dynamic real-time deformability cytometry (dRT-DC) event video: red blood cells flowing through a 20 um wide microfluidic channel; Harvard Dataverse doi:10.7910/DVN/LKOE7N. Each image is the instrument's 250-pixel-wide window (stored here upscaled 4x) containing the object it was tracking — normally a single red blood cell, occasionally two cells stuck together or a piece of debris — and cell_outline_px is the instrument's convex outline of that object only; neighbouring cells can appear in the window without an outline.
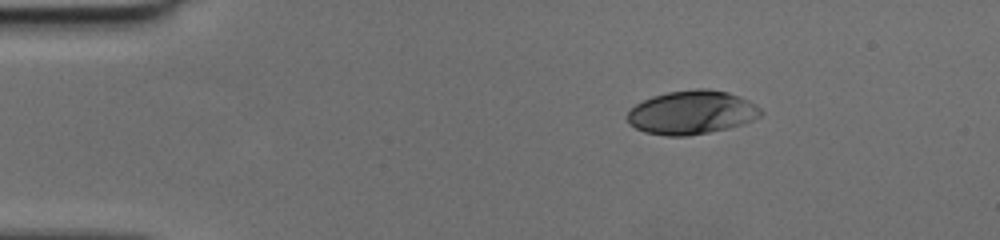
{"species": "human", "species_latin": "Homo sapiens", "temperature_condition": "cold", "stored_images_in_passage": 42, "camera_frame_rate_fps": 3000, "um_per_image_px": 0.085, "donor": {"sex": "female"}, "frame": {"image": 1, "passage_image": 1, "time_ms": 0.0, "image_size_px": [1000, 240], "cell_outline_px": [[764, 112], [760, 116], [744, 124], [728, 128], [688, 136], [664, 136], [644, 132], [628, 124], [628, 112], [636, 104], [652, 96], [668, 92], [696, 88], [704, 88], [728, 92], [748, 100], [756, 104]], "centroid_in_image_um": [58.8, 9.56], "position_along_channel_um": 26.2, "area_um2": 34.04}}
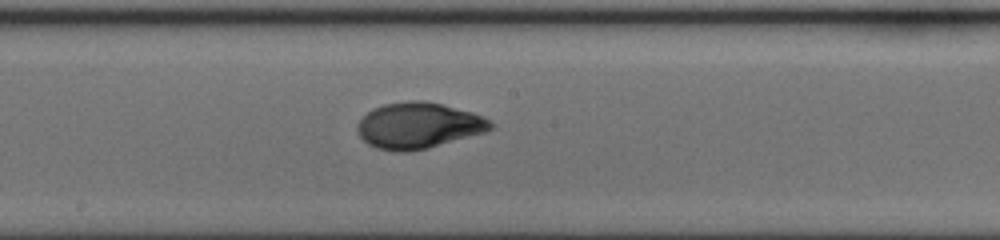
{"frame": {"image": 2, "passage_image": 20, "time_ms": 6.333, "image_size_px": [1000, 240], "cell_outline_px": [[496, 124], [492, 128], [484, 132], [428, 148], [404, 152], [396, 152], [376, 148], [368, 144], [360, 136], [356, 128], [360, 120], [372, 108], [384, 104], [408, 100], [424, 100], [472, 112], [484, 116]], "centroid_in_image_um": [35.57, 10.66], "position_along_channel_um": 212.6, "area_um2": 35.66}}
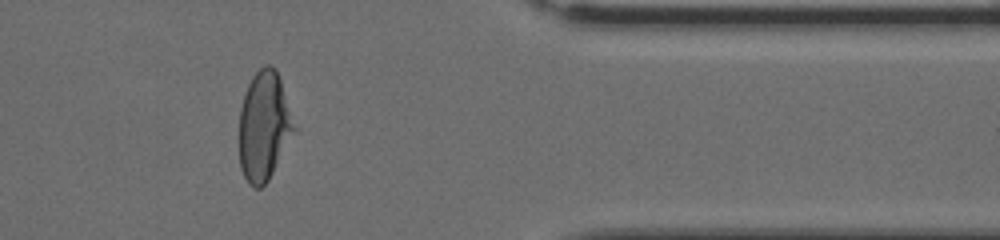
{"frame": {"image": 3, "passage_image": 34, "time_ms": 11.0, "image_size_px": [1000, 240], "cell_outline_px": [[296, 128], [268, 180], [260, 188], [252, 188], [248, 184], [240, 168], [240, 108], [248, 84], [252, 76], [264, 64], [268, 64], [276, 68]], "centroid_in_image_um": [22.42, 10.72], "position_along_channel_um": 389.0, "area_um2": 34.45}}